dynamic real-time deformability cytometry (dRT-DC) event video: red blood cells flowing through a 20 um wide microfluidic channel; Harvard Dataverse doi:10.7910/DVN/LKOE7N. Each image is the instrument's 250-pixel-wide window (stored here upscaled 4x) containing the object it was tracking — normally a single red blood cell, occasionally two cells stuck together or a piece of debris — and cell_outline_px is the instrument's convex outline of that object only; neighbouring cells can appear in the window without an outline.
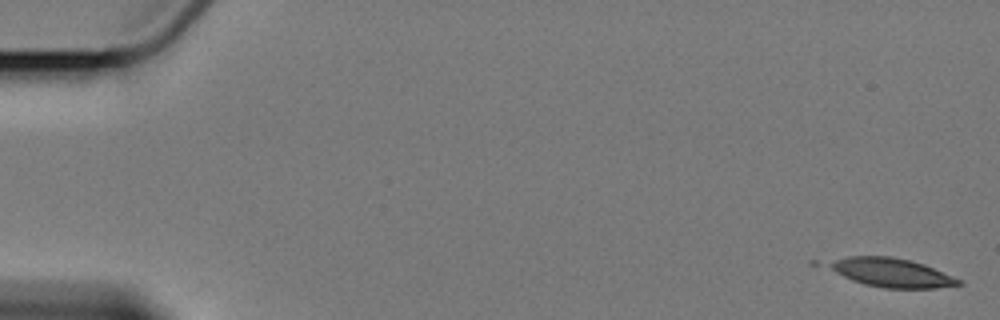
{"species": "Egyptian fruit bat (a non-hibernating species)", "species_latin": "Rousettus aegyptiacus", "temperature_condition": "cold", "stored_images_in_passage": 5, "camera_frame_rate_fps": 3000, "um_per_image_px": 0.085, "animal": {"sex": "female"}, "frame": {"image": 1, "passage_image": 1, "time_ms": 0.0, "image_size_px": [1000, 320], "cell_outline_px": [[964, 284], [936, 288], [884, 288], [864, 284], [852, 280], [836, 272], [824, 264], [848, 256], [892, 256], [924, 264], [960, 280]], "centroid_in_image_um": [75.77, 23.17], "position_along_channel_um": 9.2, "area_um2": 21.5}}
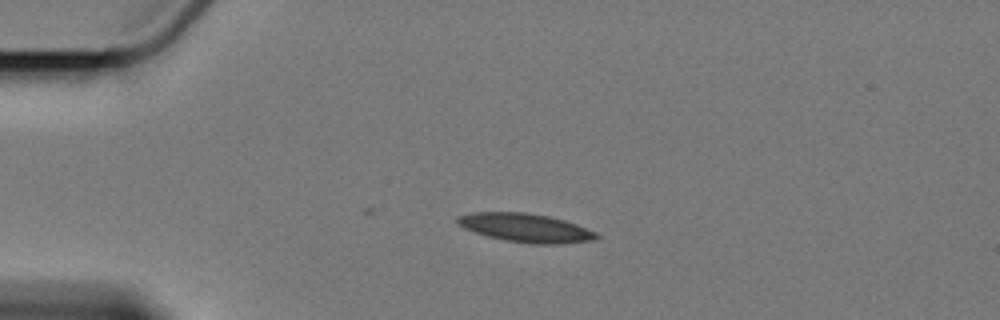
{"frame": {"image": 2, "passage_image": 4, "time_ms": 4.333, "image_size_px": [1000, 320], "cell_outline_px": [[600, 236], [596, 240], [560, 244], [536, 244], [504, 240], [488, 236], [464, 228], [456, 220], [456, 216], [472, 212], [524, 212], [548, 216], [564, 220], [576, 224], [596, 232]], "centroid_in_image_um": [44.7, 19.36], "position_along_channel_um": 40.3, "area_um2": 23.12}}